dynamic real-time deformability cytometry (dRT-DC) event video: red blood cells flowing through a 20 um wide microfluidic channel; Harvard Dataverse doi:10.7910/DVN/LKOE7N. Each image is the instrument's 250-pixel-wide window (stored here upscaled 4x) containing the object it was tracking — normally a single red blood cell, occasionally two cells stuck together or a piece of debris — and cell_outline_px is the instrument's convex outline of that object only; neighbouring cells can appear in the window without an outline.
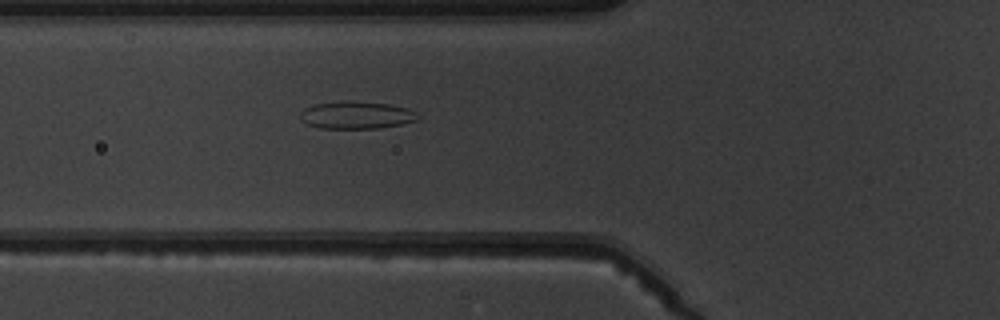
{"species": "common noctule bat (a hibernating species)", "species_latin": "Nyctalus noctula", "temperature_condition": "warm", "stored_images_in_passage": 7, "camera_frame_rate_fps": 3000, "um_per_image_px": 0.085, "animal": {"sex": "male", "body_mass_g": 19.5, "forearm_length_mm": 54.6}, "frame": {"image": 1, "passage_image": 7, "time_ms": 9.333, "image_size_px": [1000, 320], "cell_outline_px": [[420, 116], [416, 120], [400, 124], [380, 128], [320, 128], [308, 124], [300, 120], [300, 112], [304, 108], [316, 104], [388, 104], [404, 108], [416, 112]], "centroid_in_image_um": [30.28, 9.84], "position_along_channel_um": 95.5, "area_um2": 17.63}}